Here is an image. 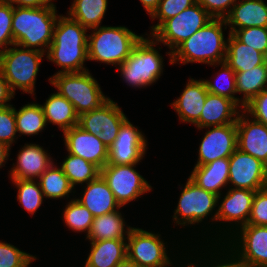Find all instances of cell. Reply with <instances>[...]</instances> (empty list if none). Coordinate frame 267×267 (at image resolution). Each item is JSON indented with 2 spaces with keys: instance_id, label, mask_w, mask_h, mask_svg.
I'll list each match as a JSON object with an SVG mask.
<instances>
[{
  "instance_id": "35",
  "label": "cell",
  "mask_w": 267,
  "mask_h": 267,
  "mask_svg": "<svg viewBox=\"0 0 267 267\" xmlns=\"http://www.w3.org/2000/svg\"><path fill=\"white\" fill-rule=\"evenodd\" d=\"M65 154L67 155L62 157L63 161L57 164L62 168L70 184L75 188V192H78V185L87 184L100 175V169L93 163L68 152Z\"/></svg>"
},
{
  "instance_id": "41",
  "label": "cell",
  "mask_w": 267,
  "mask_h": 267,
  "mask_svg": "<svg viewBox=\"0 0 267 267\" xmlns=\"http://www.w3.org/2000/svg\"><path fill=\"white\" fill-rule=\"evenodd\" d=\"M232 34L245 45L251 46L262 54L267 49V27H248L235 30Z\"/></svg>"
},
{
  "instance_id": "17",
  "label": "cell",
  "mask_w": 267,
  "mask_h": 267,
  "mask_svg": "<svg viewBox=\"0 0 267 267\" xmlns=\"http://www.w3.org/2000/svg\"><path fill=\"white\" fill-rule=\"evenodd\" d=\"M229 187L259 191L267 187V165L236 149L229 157Z\"/></svg>"
},
{
  "instance_id": "16",
  "label": "cell",
  "mask_w": 267,
  "mask_h": 267,
  "mask_svg": "<svg viewBox=\"0 0 267 267\" xmlns=\"http://www.w3.org/2000/svg\"><path fill=\"white\" fill-rule=\"evenodd\" d=\"M200 138L195 165H205L221 158H229L237 149V124L206 127Z\"/></svg>"
},
{
  "instance_id": "25",
  "label": "cell",
  "mask_w": 267,
  "mask_h": 267,
  "mask_svg": "<svg viewBox=\"0 0 267 267\" xmlns=\"http://www.w3.org/2000/svg\"><path fill=\"white\" fill-rule=\"evenodd\" d=\"M229 158L193 166L189 178L199 187L220 196L229 187Z\"/></svg>"
},
{
  "instance_id": "12",
  "label": "cell",
  "mask_w": 267,
  "mask_h": 267,
  "mask_svg": "<svg viewBox=\"0 0 267 267\" xmlns=\"http://www.w3.org/2000/svg\"><path fill=\"white\" fill-rule=\"evenodd\" d=\"M221 246L245 267H267V226L246 224Z\"/></svg>"
},
{
  "instance_id": "46",
  "label": "cell",
  "mask_w": 267,
  "mask_h": 267,
  "mask_svg": "<svg viewBox=\"0 0 267 267\" xmlns=\"http://www.w3.org/2000/svg\"><path fill=\"white\" fill-rule=\"evenodd\" d=\"M238 0H197V2L213 17L225 18Z\"/></svg>"
},
{
  "instance_id": "36",
  "label": "cell",
  "mask_w": 267,
  "mask_h": 267,
  "mask_svg": "<svg viewBox=\"0 0 267 267\" xmlns=\"http://www.w3.org/2000/svg\"><path fill=\"white\" fill-rule=\"evenodd\" d=\"M62 209L60 218L65 227L68 228L67 231L69 230L75 235L83 233V238H85L89 233L94 218L91 212L75 198L66 201Z\"/></svg>"
},
{
  "instance_id": "5",
  "label": "cell",
  "mask_w": 267,
  "mask_h": 267,
  "mask_svg": "<svg viewBox=\"0 0 267 267\" xmlns=\"http://www.w3.org/2000/svg\"><path fill=\"white\" fill-rule=\"evenodd\" d=\"M58 12L57 5L39 8L13 6L14 44L47 53L53 41V30L59 16Z\"/></svg>"
},
{
  "instance_id": "33",
  "label": "cell",
  "mask_w": 267,
  "mask_h": 267,
  "mask_svg": "<svg viewBox=\"0 0 267 267\" xmlns=\"http://www.w3.org/2000/svg\"><path fill=\"white\" fill-rule=\"evenodd\" d=\"M209 67L219 68L214 75L202 78L209 93L233 100L242 110L245 105L236 97V76L234 70L224 61Z\"/></svg>"
},
{
  "instance_id": "31",
  "label": "cell",
  "mask_w": 267,
  "mask_h": 267,
  "mask_svg": "<svg viewBox=\"0 0 267 267\" xmlns=\"http://www.w3.org/2000/svg\"><path fill=\"white\" fill-rule=\"evenodd\" d=\"M225 62L234 70L242 72L263 65V54L228 34Z\"/></svg>"
},
{
  "instance_id": "27",
  "label": "cell",
  "mask_w": 267,
  "mask_h": 267,
  "mask_svg": "<svg viewBox=\"0 0 267 267\" xmlns=\"http://www.w3.org/2000/svg\"><path fill=\"white\" fill-rule=\"evenodd\" d=\"M85 261L80 267H115L127 258L126 239L91 241Z\"/></svg>"
},
{
  "instance_id": "49",
  "label": "cell",
  "mask_w": 267,
  "mask_h": 267,
  "mask_svg": "<svg viewBox=\"0 0 267 267\" xmlns=\"http://www.w3.org/2000/svg\"><path fill=\"white\" fill-rule=\"evenodd\" d=\"M15 7L39 8L43 6L56 5L57 0H7Z\"/></svg>"
},
{
  "instance_id": "47",
  "label": "cell",
  "mask_w": 267,
  "mask_h": 267,
  "mask_svg": "<svg viewBox=\"0 0 267 267\" xmlns=\"http://www.w3.org/2000/svg\"><path fill=\"white\" fill-rule=\"evenodd\" d=\"M194 259H195V244H187L182 249V251H180V253L178 252V256L176 255L166 265L161 267H187Z\"/></svg>"
},
{
  "instance_id": "39",
  "label": "cell",
  "mask_w": 267,
  "mask_h": 267,
  "mask_svg": "<svg viewBox=\"0 0 267 267\" xmlns=\"http://www.w3.org/2000/svg\"><path fill=\"white\" fill-rule=\"evenodd\" d=\"M14 104L0 108V141L5 143L10 150L18 142Z\"/></svg>"
},
{
  "instance_id": "22",
  "label": "cell",
  "mask_w": 267,
  "mask_h": 267,
  "mask_svg": "<svg viewBox=\"0 0 267 267\" xmlns=\"http://www.w3.org/2000/svg\"><path fill=\"white\" fill-rule=\"evenodd\" d=\"M79 188H81L79 189L81 191L80 193L75 192V199L85 206L93 217L108 214L122 208L101 175L95 180L79 186Z\"/></svg>"
},
{
  "instance_id": "6",
  "label": "cell",
  "mask_w": 267,
  "mask_h": 267,
  "mask_svg": "<svg viewBox=\"0 0 267 267\" xmlns=\"http://www.w3.org/2000/svg\"><path fill=\"white\" fill-rule=\"evenodd\" d=\"M135 226L136 225L130 230L128 238L126 239L127 258L135 262L139 267L164 266L187 245L182 238H179V235H176L178 232L177 230L176 232L172 231L173 235L168 234L169 238H171L169 240L168 235L167 237L165 235L163 236L162 234L164 233L160 230L158 232L157 230L154 231V228L153 230H147L146 228L138 227V225ZM172 238H176L177 242L175 239L171 241L173 240Z\"/></svg>"
},
{
  "instance_id": "4",
  "label": "cell",
  "mask_w": 267,
  "mask_h": 267,
  "mask_svg": "<svg viewBox=\"0 0 267 267\" xmlns=\"http://www.w3.org/2000/svg\"><path fill=\"white\" fill-rule=\"evenodd\" d=\"M162 44L151 35L144 34L130 55L117 68L122 83L133 89H146L158 83L165 72Z\"/></svg>"
},
{
  "instance_id": "52",
  "label": "cell",
  "mask_w": 267,
  "mask_h": 267,
  "mask_svg": "<svg viewBox=\"0 0 267 267\" xmlns=\"http://www.w3.org/2000/svg\"><path fill=\"white\" fill-rule=\"evenodd\" d=\"M139 1L149 17L157 9L160 2V0H139Z\"/></svg>"
},
{
  "instance_id": "28",
  "label": "cell",
  "mask_w": 267,
  "mask_h": 267,
  "mask_svg": "<svg viewBox=\"0 0 267 267\" xmlns=\"http://www.w3.org/2000/svg\"><path fill=\"white\" fill-rule=\"evenodd\" d=\"M47 126H57L61 133L78 125L79 115L74 106L56 91L41 104Z\"/></svg>"
},
{
  "instance_id": "2",
  "label": "cell",
  "mask_w": 267,
  "mask_h": 267,
  "mask_svg": "<svg viewBox=\"0 0 267 267\" xmlns=\"http://www.w3.org/2000/svg\"><path fill=\"white\" fill-rule=\"evenodd\" d=\"M88 32L79 22L67 13L60 14L53 30V41L46 53L47 61L59 69L54 74L82 72L89 70Z\"/></svg>"
},
{
  "instance_id": "8",
  "label": "cell",
  "mask_w": 267,
  "mask_h": 267,
  "mask_svg": "<svg viewBox=\"0 0 267 267\" xmlns=\"http://www.w3.org/2000/svg\"><path fill=\"white\" fill-rule=\"evenodd\" d=\"M43 58L46 59V53L16 44L0 53V70L14 95L19 90L36 97V81Z\"/></svg>"
},
{
  "instance_id": "20",
  "label": "cell",
  "mask_w": 267,
  "mask_h": 267,
  "mask_svg": "<svg viewBox=\"0 0 267 267\" xmlns=\"http://www.w3.org/2000/svg\"><path fill=\"white\" fill-rule=\"evenodd\" d=\"M237 149L267 165V126L254 120L244 110L237 118Z\"/></svg>"
},
{
  "instance_id": "10",
  "label": "cell",
  "mask_w": 267,
  "mask_h": 267,
  "mask_svg": "<svg viewBox=\"0 0 267 267\" xmlns=\"http://www.w3.org/2000/svg\"><path fill=\"white\" fill-rule=\"evenodd\" d=\"M256 191L228 187L218 196L216 246H221L248 223Z\"/></svg>"
},
{
  "instance_id": "32",
  "label": "cell",
  "mask_w": 267,
  "mask_h": 267,
  "mask_svg": "<svg viewBox=\"0 0 267 267\" xmlns=\"http://www.w3.org/2000/svg\"><path fill=\"white\" fill-rule=\"evenodd\" d=\"M67 14L88 30L102 26L109 0H71Z\"/></svg>"
},
{
  "instance_id": "1",
  "label": "cell",
  "mask_w": 267,
  "mask_h": 267,
  "mask_svg": "<svg viewBox=\"0 0 267 267\" xmlns=\"http://www.w3.org/2000/svg\"><path fill=\"white\" fill-rule=\"evenodd\" d=\"M185 181L184 184L179 182L177 185L181 192H179L177 204L172 211L173 215L170 216L172 217L171 225L174 224L173 227H170L181 230L179 236H183L185 230L188 229L186 234L181 236L187 244L216 246L218 196L202 189L189 177Z\"/></svg>"
},
{
  "instance_id": "19",
  "label": "cell",
  "mask_w": 267,
  "mask_h": 267,
  "mask_svg": "<svg viewBox=\"0 0 267 267\" xmlns=\"http://www.w3.org/2000/svg\"><path fill=\"white\" fill-rule=\"evenodd\" d=\"M66 152L81 157L96 165L100 170L108 162L109 149L97 135H92L78 125L62 133Z\"/></svg>"
},
{
  "instance_id": "26",
  "label": "cell",
  "mask_w": 267,
  "mask_h": 267,
  "mask_svg": "<svg viewBox=\"0 0 267 267\" xmlns=\"http://www.w3.org/2000/svg\"><path fill=\"white\" fill-rule=\"evenodd\" d=\"M125 216L127 217L122 207L114 212L94 217L89 233L84 241L127 239L134 225L132 226V223H127L128 220Z\"/></svg>"
},
{
  "instance_id": "44",
  "label": "cell",
  "mask_w": 267,
  "mask_h": 267,
  "mask_svg": "<svg viewBox=\"0 0 267 267\" xmlns=\"http://www.w3.org/2000/svg\"><path fill=\"white\" fill-rule=\"evenodd\" d=\"M247 224L267 226V188L255 192Z\"/></svg>"
},
{
  "instance_id": "29",
  "label": "cell",
  "mask_w": 267,
  "mask_h": 267,
  "mask_svg": "<svg viewBox=\"0 0 267 267\" xmlns=\"http://www.w3.org/2000/svg\"><path fill=\"white\" fill-rule=\"evenodd\" d=\"M37 180L46 200L65 199L66 202L75 198V188L57 164V160Z\"/></svg>"
},
{
  "instance_id": "9",
  "label": "cell",
  "mask_w": 267,
  "mask_h": 267,
  "mask_svg": "<svg viewBox=\"0 0 267 267\" xmlns=\"http://www.w3.org/2000/svg\"><path fill=\"white\" fill-rule=\"evenodd\" d=\"M90 71L58 73L47 79L54 91L74 106L78 115L98 109L110 98Z\"/></svg>"
},
{
  "instance_id": "43",
  "label": "cell",
  "mask_w": 267,
  "mask_h": 267,
  "mask_svg": "<svg viewBox=\"0 0 267 267\" xmlns=\"http://www.w3.org/2000/svg\"><path fill=\"white\" fill-rule=\"evenodd\" d=\"M206 267H245L222 246H206Z\"/></svg>"
},
{
  "instance_id": "51",
  "label": "cell",
  "mask_w": 267,
  "mask_h": 267,
  "mask_svg": "<svg viewBox=\"0 0 267 267\" xmlns=\"http://www.w3.org/2000/svg\"><path fill=\"white\" fill-rule=\"evenodd\" d=\"M12 151L5 143L0 141V170L4 169L8 164V161H13L14 158H11Z\"/></svg>"
},
{
  "instance_id": "11",
  "label": "cell",
  "mask_w": 267,
  "mask_h": 267,
  "mask_svg": "<svg viewBox=\"0 0 267 267\" xmlns=\"http://www.w3.org/2000/svg\"><path fill=\"white\" fill-rule=\"evenodd\" d=\"M212 19L213 17L196 2L175 17L165 20L151 36L167 47L165 57L168 58L169 65H172V52Z\"/></svg>"
},
{
  "instance_id": "42",
  "label": "cell",
  "mask_w": 267,
  "mask_h": 267,
  "mask_svg": "<svg viewBox=\"0 0 267 267\" xmlns=\"http://www.w3.org/2000/svg\"><path fill=\"white\" fill-rule=\"evenodd\" d=\"M13 5L0 0V53L14 45L12 34Z\"/></svg>"
},
{
  "instance_id": "30",
  "label": "cell",
  "mask_w": 267,
  "mask_h": 267,
  "mask_svg": "<svg viewBox=\"0 0 267 267\" xmlns=\"http://www.w3.org/2000/svg\"><path fill=\"white\" fill-rule=\"evenodd\" d=\"M37 97H33L35 101L27 102V104L22 105L20 108H16L14 105V113L16 120V130L19 139L22 136L33 137L38 134L45 132L47 126L44 112L41 103L36 100Z\"/></svg>"
},
{
  "instance_id": "23",
  "label": "cell",
  "mask_w": 267,
  "mask_h": 267,
  "mask_svg": "<svg viewBox=\"0 0 267 267\" xmlns=\"http://www.w3.org/2000/svg\"><path fill=\"white\" fill-rule=\"evenodd\" d=\"M241 111L242 109L233 100L208 92L200 119L194 127L203 132V128L206 127L235 123Z\"/></svg>"
},
{
  "instance_id": "24",
  "label": "cell",
  "mask_w": 267,
  "mask_h": 267,
  "mask_svg": "<svg viewBox=\"0 0 267 267\" xmlns=\"http://www.w3.org/2000/svg\"><path fill=\"white\" fill-rule=\"evenodd\" d=\"M229 33L248 27H267V3L264 0H238L224 18Z\"/></svg>"
},
{
  "instance_id": "18",
  "label": "cell",
  "mask_w": 267,
  "mask_h": 267,
  "mask_svg": "<svg viewBox=\"0 0 267 267\" xmlns=\"http://www.w3.org/2000/svg\"><path fill=\"white\" fill-rule=\"evenodd\" d=\"M20 146L7 171L9 179L37 180L56 160L41 144L26 142Z\"/></svg>"
},
{
  "instance_id": "45",
  "label": "cell",
  "mask_w": 267,
  "mask_h": 267,
  "mask_svg": "<svg viewBox=\"0 0 267 267\" xmlns=\"http://www.w3.org/2000/svg\"><path fill=\"white\" fill-rule=\"evenodd\" d=\"M244 111L254 120L267 126V89L263 90L245 105Z\"/></svg>"
},
{
  "instance_id": "13",
  "label": "cell",
  "mask_w": 267,
  "mask_h": 267,
  "mask_svg": "<svg viewBox=\"0 0 267 267\" xmlns=\"http://www.w3.org/2000/svg\"><path fill=\"white\" fill-rule=\"evenodd\" d=\"M137 165L140 163L131 165L106 164L100 170V175L107 182L117 202L123 208L126 206L128 208L130 204L133 205L132 203L138 202L139 198L153 191L150 181L136 169Z\"/></svg>"
},
{
  "instance_id": "7",
  "label": "cell",
  "mask_w": 267,
  "mask_h": 267,
  "mask_svg": "<svg viewBox=\"0 0 267 267\" xmlns=\"http://www.w3.org/2000/svg\"><path fill=\"white\" fill-rule=\"evenodd\" d=\"M141 35L125 25H102L88 32V60L118 67L130 55Z\"/></svg>"
},
{
  "instance_id": "34",
  "label": "cell",
  "mask_w": 267,
  "mask_h": 267,
  "mask_svg": "<svg viewBox=\"0 0 267 267\" xmlns=\"http://www.w3.org/2000/svg\"><path fill=\"white\" fill-rule=\"evenodd\" d=\"M235 76L236 97L244 105H247L255 96L267 89V71L264 65L253 67L247 71L235 72Z\"/></svg>"
},
{
  "instance_id": "53",
  "label": "cell",
  "mask_w": 267,
  "mask_h": 267,
  "mask_svg": "<svg viewBox=\"0 0 267 267\" xmlns=\"http://www.w3.org/2000/svg\"><path fill=\"white\" fill-rule=\"evenodd\" d=\"M115 267H139L135 262L126 258L125 260L119 262Z\"/></svg>"
},
{
  "instance_id": "40",
  "label": "cell",
  "mask_w": 267,
  "mask_h": 267,
  "mask_svg": "<svg viewBox=\"0 0 267 267\" xmlns=\"http://www.w3.org/2000/svg\"><path fill=\"white\" fill-rule=\"evenodd\" d=\"M34 255L15 244L0 240V267H22Z\"/></svg>"
},
{
  "instance_id": "48",
  "label": "cell",
  "mask_w": 267,
  "mask_h": 267,
  "mask_svg": "<svg viewBox=\"0 0 267 267\" xmlns=\"http://www.w3.org/2000/svg\"><path fill=\"white\" fill-rule=\"evenodd\" d=\"M15 95L9 88L8 82L4 78L2 71L0 70V108L11 105Z\"/></svg>"
},
{
  "instance_id": "50",
  "label": "cell",
  "mask_w": 267,
  "mask_h": 267,
  "mask_svg": "<svg viewBox=\"0 0 267 267\" xmlns=\"http://www.w3.org/2000/svg\"><path fill=\"white\" fill-rule=\"evenodd\" d=\"M187 267H206V246L195 244V259Z\"/></svg>"
},
{
  "instance_id": "38",
  "label": "cell",
  "mask_w": 267,
  "mask_h": 267,
  "mask_svg": "<svg viewBox=\"0 0 267 267\" xmlns=\"http://www.w3.org/2000/svg\"><path fill=\"white\" fill-rule=\"evenodd\" d=\"M196 2L197 0H160L157 9L149 17L151 22H153L149 27L150 30L144 33L151 35L165 20L175 17L178 13L194 5Z\"/></svg>"
},
{
  "instance_id": "14",
  "label": "cell",
  "mask_w": 267,
  "mask_h": 267,
  "mask_svg": "<svg viewBox=\"0 0 267 267\" xmlns=\"http://www.w3.org/2000/svg\"><path fill=\"white\" fill-rule=\"evenodd\" d=\"M128 116L114 99L109 98L98 109L79 115L78 126L92 135H97L109 149Z\"/></svg>"
},
{
  "instance_id": "54",
  "label": "cell",
  "mask_w": 267,
  "mask_h": 267,
  "mask_svg": "<svg viewBox=\"0 0 267 267\" xmlns=\"http://www.w3.org/2000/svg\"><path fill=\"white\" fill-rule=\"evenodd\" d=\"M39 259H40L39 256L35 254L22 267H31L33 265V263L36 262V260L38 262Z\"/></svg>"
},
{
  "instance_id": "21",
  "label": "cell",
  "mask_w": 267,
  "mask_h": 267,
  "mask_svg": "<svg viewBox=\"0 0 267 267\" xmlns=\"http://www.w3.org/2000/svg\"><path fill=\"white\" fill-rule=\"evenodd\" d=\"M182 92L170 106L176 113L179 123L194 125L199 119L208 94L202 78L189 76Z\"/></svg>"
},
{
  "instance_id": "15",
  "label": "cell",
  "mask_w": 267,
  "mask_h": 267,
  "mask_svg": "<svg viewBox=\"0 0 267 267\" xmlns=\"http://www.w3.org/2000/svg\"><path fill=\"white\" fill-rule=\"evenodd\" d=\"M141 127L135 126L129 118L109 148L107 164L131 165L142 163L149 149L148 138ZM143 131V132H142Z\"/></svg>"
},
{
  "instance_id": "3",
  "label": "cell",
  "mask_w": 267,
  "mask_h": 267,
  "mask_svg": "<svg viewBox=\"0 0 267 267\" xmlns=\"http://www.w3.org/2000/svg\"><path fill=\"white\" fill-rule=\"evenodd\" d=\"M225 19L213 18L196 31L172 52V66L175 64H204L210 66L226 59L227 31Z\"/></svg>"
},
{
  "instance_id": "55",
  "label": "cell",
  "mask_w": 267,
  "mask_h": 267,
  "mask_svg": "<svg viewBox=\"0 0 267 267\" xmlns=\"http://www.w3.org/2000/svg\"><path fill=\"white\" fill-rule=\"evenodd\" d=\"M263 65H264V68H265L266 71H267V49H266V51L263 53Z\"/></svg>"
},
{
  "instance_id": "37",
  "label": "cell",
  "mask_w": 267,
  "mask_h": 267,
  "mask_svg": "<svg viewBox=\"0 0 267 267\" xmlns=\"http://www.w3.org/2000/svg\"><path fill=\"white\" fill-rule=\"evenodd\" d=\"M11 184L17 189L16 201L27 214L34 216L46 199L42 193L38 180L9 179Z\"/></svg>"
}]
</instances>
